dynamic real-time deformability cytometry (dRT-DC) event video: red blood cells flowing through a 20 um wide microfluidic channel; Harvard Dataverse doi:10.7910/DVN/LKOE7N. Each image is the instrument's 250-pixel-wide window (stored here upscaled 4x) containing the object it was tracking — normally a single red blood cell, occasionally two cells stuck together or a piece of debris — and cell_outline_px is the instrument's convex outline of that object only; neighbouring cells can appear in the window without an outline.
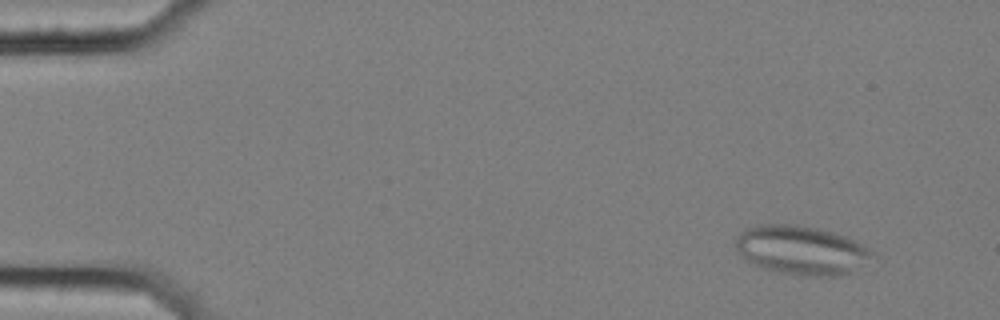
{"species": "common noctule bat (a hibernating species)", "species_latin": "Nyctalus noctula", "temperature_condition": "cold", "stored_images_in_passage": 55, "segment_of_instrument_passage": [1, 2], "camera_frame_rate_fps": 3000, "um_per_image_px": 0.085, "animal": {"sex": "female", "body_mass_g": 25.1}, "frame": {"image": 1, "passage_image": 3, "time_ms": 0.667, "image_size_px": [1000, 320], "cell_outline_px": [[876, 256], [856, 272], [840, 276], [800, 276], [776, 272], [760, 268], [744, 260], [736, 248], [736, 236], [744, 228], [764, 224], [796, 224], [816, 228], [832, 232], [856, 240], [876, 252]], "centroid_in_image_um": [68.16, 21.29], "position_along_channel_um": 16.8, "area_um2": 39.94}}